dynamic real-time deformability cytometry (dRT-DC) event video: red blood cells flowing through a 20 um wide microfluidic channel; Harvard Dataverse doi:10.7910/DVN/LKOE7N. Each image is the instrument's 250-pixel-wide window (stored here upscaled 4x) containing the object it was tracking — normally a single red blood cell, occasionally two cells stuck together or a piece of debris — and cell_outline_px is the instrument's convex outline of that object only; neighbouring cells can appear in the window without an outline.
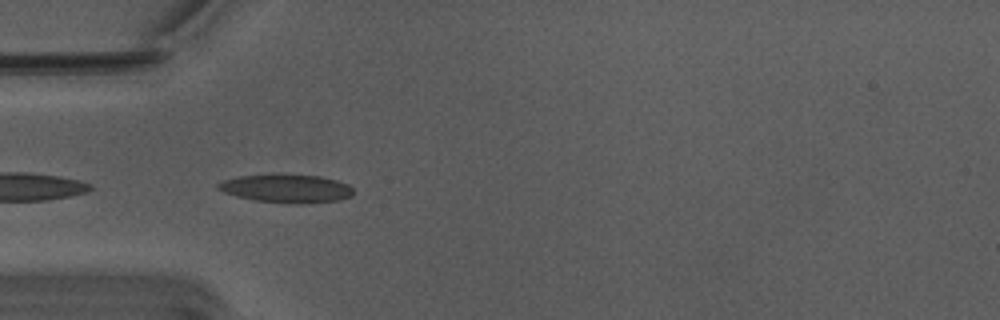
{"species": "Egyptian fruit bat (a non-hibernating species)", "species_latin": "Rousettus aegyptiacus", "temperature_condition": "warm", "stored_images_in_passage": 4, "camera_frame_rate_fps": 3000, "um_per_image_px": 0.085, "animal": {"sex": "male"}, "frame": {"image": 1, "passage_image": 2, "time_ms": 0.333, "image_size_px": [1000, 320], "cell_outline_px": [[352, 196], [340, 200], [300, 204], [292, 204], [256, 200], [236, 196], [224, 192], [216, 188], [216, 184], [224, 180], [240, 176], [272, 172], [320, 176], [336, 180], [348, 184], [352, 188]], "centroid_in_image_um": [24.33, 15.99], "position_along_channel_um": 60.7, "area_um2": 22.89}}